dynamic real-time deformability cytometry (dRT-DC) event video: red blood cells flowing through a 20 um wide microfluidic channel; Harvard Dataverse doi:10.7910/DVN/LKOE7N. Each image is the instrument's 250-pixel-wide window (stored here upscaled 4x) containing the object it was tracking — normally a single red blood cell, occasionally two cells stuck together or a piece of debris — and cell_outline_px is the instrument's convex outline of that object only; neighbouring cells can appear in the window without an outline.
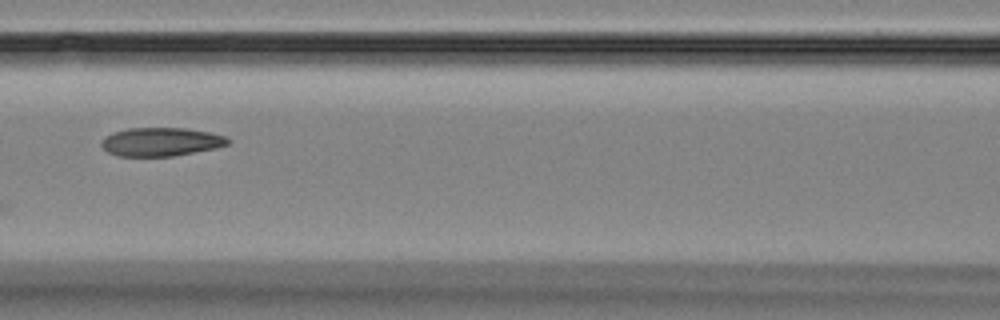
{"species": "Egyptian fruit bat (a non-hibernating species)", "species_latin": "Rousettus aegyptiacus", "temperature_condition": "room temperature", "stored_images_in_passage": 13, "camera_frame_rate_fps": 3000, "um_per_image_px": 0.085, "animal": {"sex": "female"}, "frame": {"image": 1, "passage_image": 4, "time_ms": 3.333, "image_size_px": [1000, 320], "cell_outline_px": [[232, 140], [228, 144], [216, 148], [172, 156], [116, 156], [108, 152], [100, 144], [108, 136], [116, 132], [128, 128], [184, 128], [208, 132], [224, 136]], "centroid_in_image_um": [13.71, 12.06], "position_along_channel_um": 152.9, "area_um2": 20.75}}
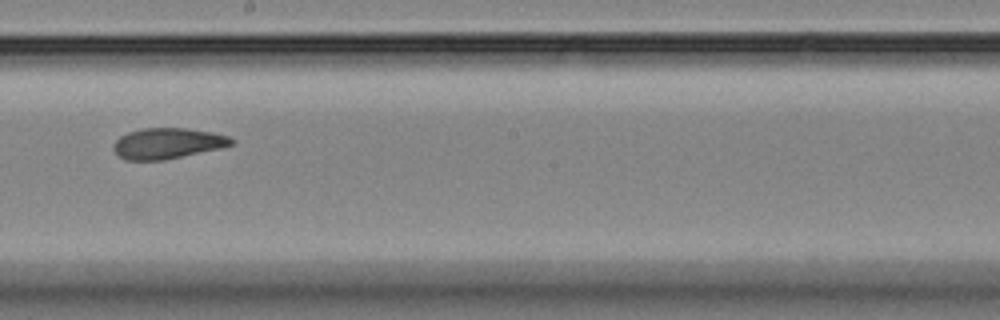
{"frame": {"image": 2, "passage_image": 6, "time_ms": 5.667, "image_size_px": [1000, 320], "cell_outline_px": [[236, 140], [232, 144], [220, 148], [164, 160], [124, 160], [112, 148], [112, 144], [120, 136], [128, 132], [144, 128], [184, 128], [212, 132], [228, 136]], "centroid_in_image_um": [14.22, 12.18], "position_along_channel_um": 234.0, "area_um2": 21.04}}
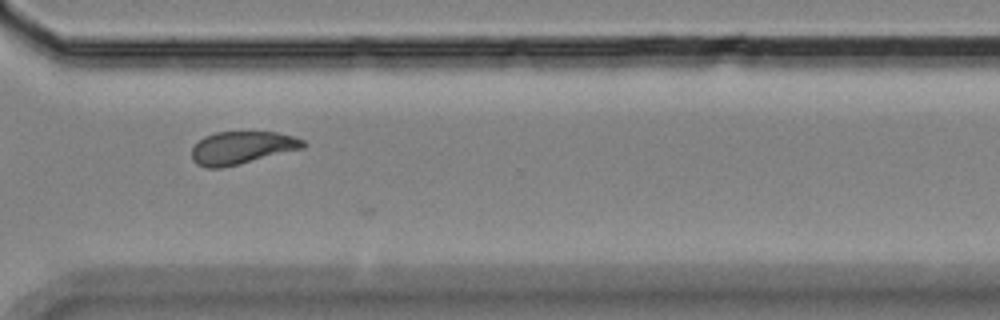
{"frame": {"image": 3, "passage_image": 9, "time_ms": 9.0, "image_size_px": [1000, 320], "cell_outline_px": [[308, 144], [304, 148], [220, 168], [208, 168], [196, 164], [192, 160], [192, 148], [204, 136], [216, 132], [276, 132], [292, 136], [304, 140]], "centroid_in_image_um": [20.56, 12.55], "position_along_channel_um": 350.0, "area_um2": 21.04}}